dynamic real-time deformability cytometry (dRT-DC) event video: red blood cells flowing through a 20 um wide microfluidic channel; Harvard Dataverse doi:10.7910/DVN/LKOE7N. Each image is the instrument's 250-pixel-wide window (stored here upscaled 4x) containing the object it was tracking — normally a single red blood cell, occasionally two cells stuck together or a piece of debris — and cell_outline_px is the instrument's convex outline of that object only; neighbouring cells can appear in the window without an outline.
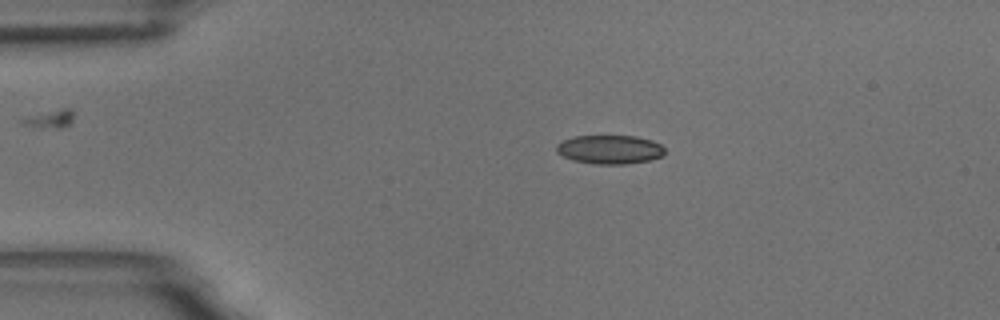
{"species": "common noctule bat (a hibernating species)", "species_latin": "Nyctalus noctula", "temperature_condition": "room temperature", "stored_images_in_passage": 47, "camera_frame_rate_fps": 3000, "um_per_image_px": 0.085, "animal": {"sex": "male", "body_mass_g": 18.8}, "frame": {"image": 1, "passage_image": 1, "time_ms": 0.0, "image_size_px": [1000, 320], "cell_outline_px": [[664, 156], [648, 160], [624, 164], [596, 164], [572, 160], [556, 152], [556, 144], [564, 140], [576, 136], [636, 136], [652, 140], [660, 144], [664, 148]], "centroid_in_image_um": [51.83, 12.7], "position_along_channel_um": 33.2, "area_um2": 18.15}}
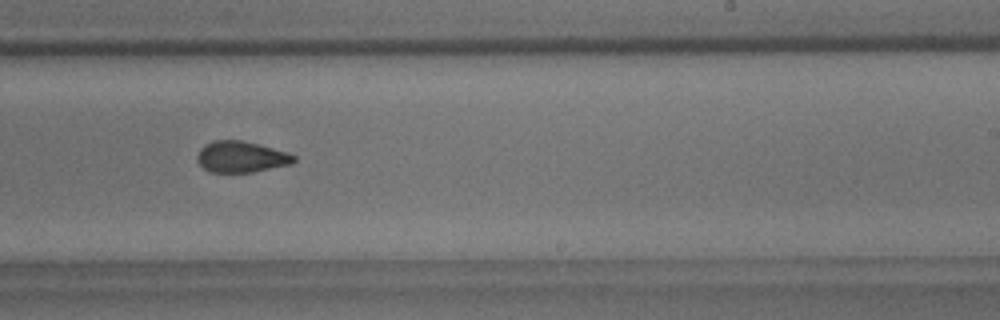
{"frame": {"image": 2, "passage_image": 25, "time_ms": 8.0, "image_size_px": [1000, 320], "cell_outline_px": [[296, 160], [292, 164], [252, 172], [212, 172], [204, 168], [196, 160], [196, 156], [200, 148], [204, 144], [212, 140], [244, 140], [272, 148], [296, 156]], "centroid_in_image_um": [20.47, 13.32], "position_along_channel_um": 268.5, "area_um2": 17.57}}
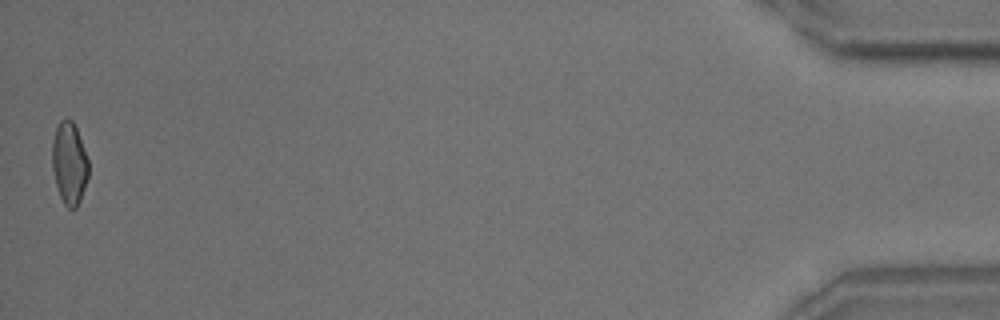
{"frame": {"image": 3, "passage_image": 47, "time_ms": 15.333, "image_size_px": [1000, 320], "cell_outline_px": [[88, 176], [80, 200], [76, 208], [68, 208], [64, 204], [60, 196], [56, 184], [52, 168], [52, 140], [56, 128], [60, 120], [72, 120], [76, 128], [88, 160]], "centroid_in_image_um": [5.88, 13.89], "position_along_channel_um": 429.3, "area_um2": 17.17}, "authors_computed_cell_mechanics": {"area_um2": 18.207, "velocity_mm_per_s": 3.466, "shape_relaxation_time_tau1_ms": 6.0622, "shape_relaxation_time_tau2_ms": 1.751, "deformation_change_tau1": 0.1391, "deformation_change_tau2": 0.065}}